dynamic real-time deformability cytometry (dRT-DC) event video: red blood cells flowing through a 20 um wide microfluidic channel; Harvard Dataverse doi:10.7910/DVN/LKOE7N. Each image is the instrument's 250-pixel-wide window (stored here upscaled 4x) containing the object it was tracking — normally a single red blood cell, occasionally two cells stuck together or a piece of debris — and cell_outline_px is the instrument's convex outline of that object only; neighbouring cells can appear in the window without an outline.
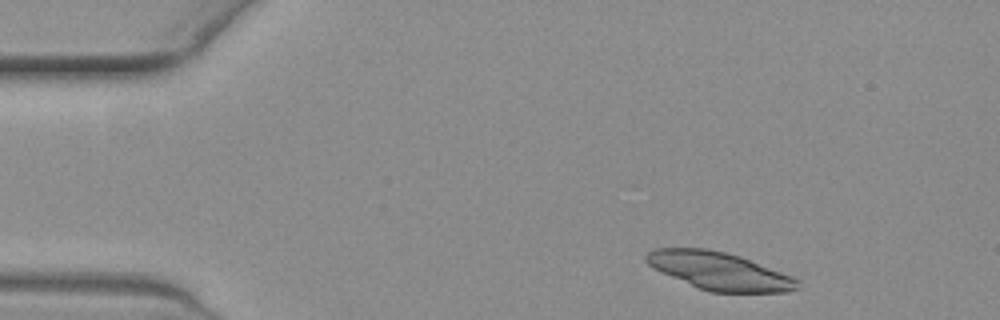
{"species": "common noctule bat (a hibernating species)", "species_latin": "Nyctalus noctula", "temperature_condition": "warm", "stored_images_in_passage": 50, "camera_frame_rate_fps": 3000, "um_per_image_px": 0.085, "animal": {"sex": "female", "body_mass_g": 19.3, "forearm_length_mm": 54.1}, "frame": {"image": 1, "passage_image": 3, "time_ms": 0.667, "image_size_px": [1000, 320], "cell_outline_px": [[800, 280], [796, 288], [788, 292], [712, 292], [700, 288], [660, 272], [652, 268], [644, 260], [644, 256], [652, 248], [708, 248], [740, 256]], "centroid_in_image_um": [61.07, 23.02], "position_along_channel_um": 23.9, "area_um2": 32.89}}
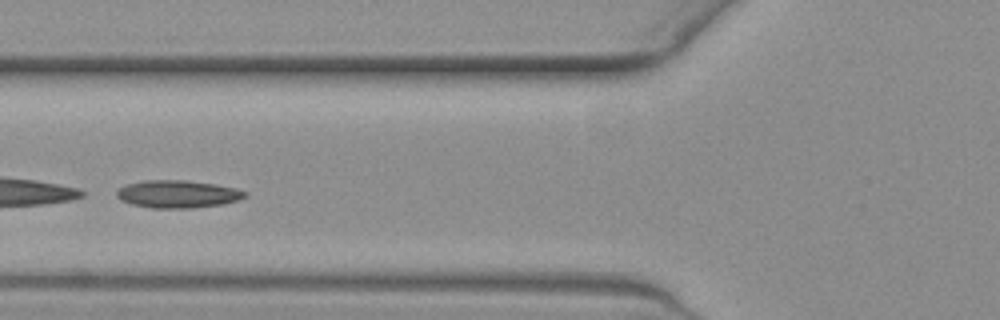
{"frame": {"image": 2, "passage_image": 17, "time_ms": 5.333, "image_size_px": [1000, 320], "cell_outline_px": [[248, 196], [240, 200], [224, 204], [192, 208], [152, 208], [132, 204], [120, 200], [116, 196], [116, 192], [120, 188], [128, 184], [144, 180], [184, 180], [216, 184], [236, 188], [248, 192]], "centroid_in_image_um": [15.15, 16.5], "position_along_channel_um": 110.6, "area_um2": 20.81}}
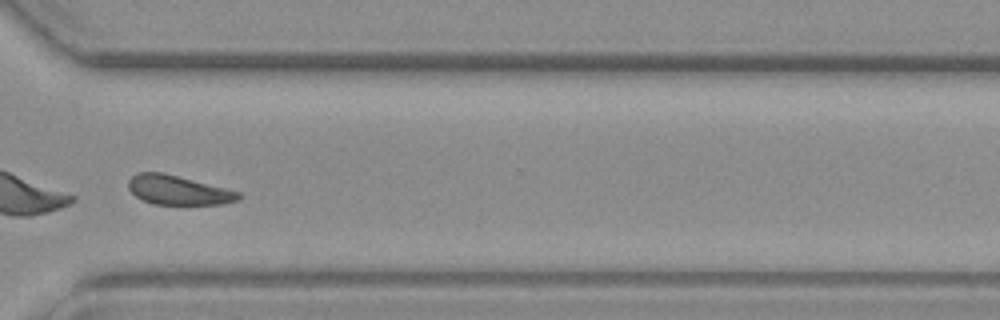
{"frame": {"image": 3, "passage_image": 37, "time_ms": 12.0, "image_size_px": [1000, 320], "cell_outline_px": [[240, 200], [224, 204], [152, 204], [136, 196], [128, 188], [128, 180], [136, 172], [164, 172], [240, 192]], "centroid_in_image_um": [15.13, 16.15], "position_along_channel_um": 355.5, "area_um2": 18.79}, "authors_computed_cell_mechanics": {"area_um2": 20.8658, "velocity_mm_per_s": 3.6707, "shape_relaxation_time_tau1_ms": 3.7611, "shape_relaxation_time_tau2_ms": null, "deformation_change_tau1": 0.132, "deformation_change_tau2": null}}